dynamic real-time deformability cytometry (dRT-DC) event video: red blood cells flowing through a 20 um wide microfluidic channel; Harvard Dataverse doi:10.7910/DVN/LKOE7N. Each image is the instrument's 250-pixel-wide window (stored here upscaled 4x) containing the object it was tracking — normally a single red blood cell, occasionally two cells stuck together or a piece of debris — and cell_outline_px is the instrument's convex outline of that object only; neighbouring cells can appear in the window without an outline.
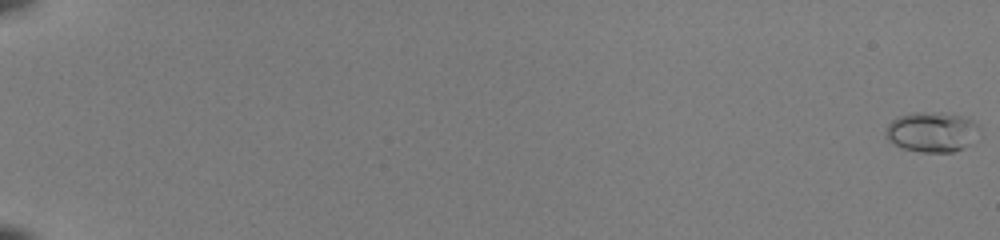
{"species": "common noctule bat (a hibernating species)", "species_latin": "Nyctalus noctula", "temperature_condition": "room temperature", "stored_images_in_passage": 54, "camera_frame_rate_fps": 3000, "um_per_image_px": 0.085, "animal": {"sex": "female", "body_mass_g": 22.0, "forearm_length_mm": 56.7}, "frame": {"image": 1, "passage_image": 1, "time_ms": 0.0, "image_size_px": [1000, 240], "cell_outline_px": [[980, 128], [972, 144], [952, 152], [920, 152], [904, 148], [888, 140], [884, 136], [884, 128], [892, 120], [900, 116], [912, 112], [944, 112], [960, 116], [972, 120], [980, 124]], "centroid_in_image_um": [79.21, 11.2], "position_along_channel_um": 5.8, "area_um2": 22.14}}
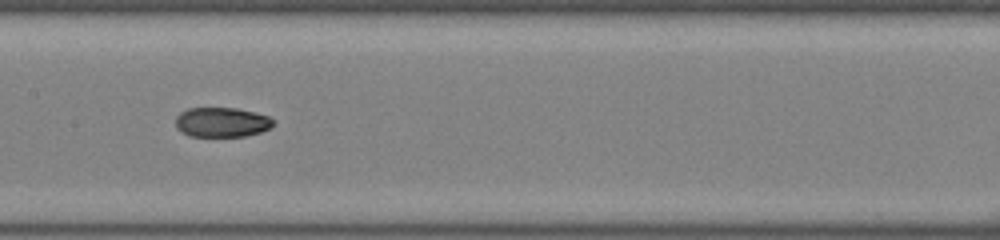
{"frame": {"image": 2, "passage_image": 31, "time_ms": 10.0, "image_size_px": [1000, 240], "cell_outline_px": [[276, 120], [272, 128], [260, 132], [244, 136], [188, 136], [180, 132], [176, 128], [176, 116], [180, 112], [188, 108], [236, 108], [256, 112], [268, 116]], "centroid_in_image_um": [18.86, 10.39], "position_along_channel_um": 188.5, "area_um2": 17.17}}
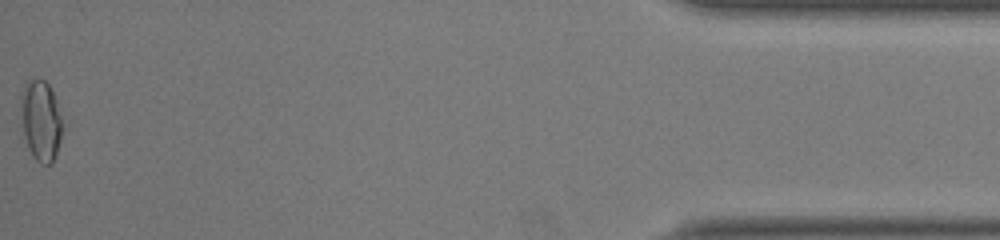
{"frame": {"image": 3, "passage_image": 54, "time_ms": 17.667, "image_size_px": [1000, 240], "cell_outline_px": [[64, 128], [52, 164], [40, 164], [36, 160], [28, 148], [24, 136], [20, 100], [20, 92], [24, 84], [28, 80], [44, 80], [48, 84], [56, 100]], "centroid_in_image_um": [3.47, 10.25], "position_along_channel_um": 431.7, "area_um2": 19.54}, "authors_computed_cell_mechanics": {"area_um2": 17.6001, "velocity_mm_per_s": 4.0964, "shape_relaxation_time_tau1_ms": 9.4084, "shape_relaxation_time_tau2_ms": 1.6308, "deformation_change_tau1": 0.2481, "deformation_change_tau2": 0.0467}}